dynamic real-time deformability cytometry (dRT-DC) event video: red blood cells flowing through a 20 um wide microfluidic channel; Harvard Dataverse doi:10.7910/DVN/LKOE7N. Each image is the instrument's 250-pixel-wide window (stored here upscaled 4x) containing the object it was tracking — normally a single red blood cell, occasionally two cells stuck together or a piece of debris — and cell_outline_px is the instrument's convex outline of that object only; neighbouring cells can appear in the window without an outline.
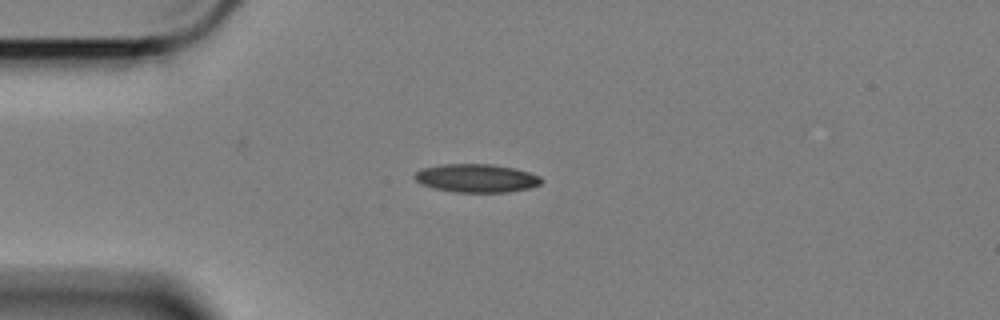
{"species": "Egyptian fruit bat (a non-hibernating species)", "species_latin": "Rousettus aegyptiacus", "temperature_condition": "cold", "stored_images_in_passage": 45, "camera_frame_rate_fps": 3000, "um_per_image_px": 0.085, "animal": {"sex": "female"}, "frame": {"image": 1, "passage_image": 1, "time_ms": 0.0, "image_size_px": [1000, 320], "cell_outline_px": [[544, 180], [540, 184], [528, 188], [504, 192], [456, 192], [436, 188], [420, 184], [412, 176], [416, 172], [424, 168], [444, 164], [492, 164], [516, 168], [540, 176]], "centroid_in_image_um": [40.51, 15.14], "position_along_channel_um": 44.5, "area_um2": 20.81}}
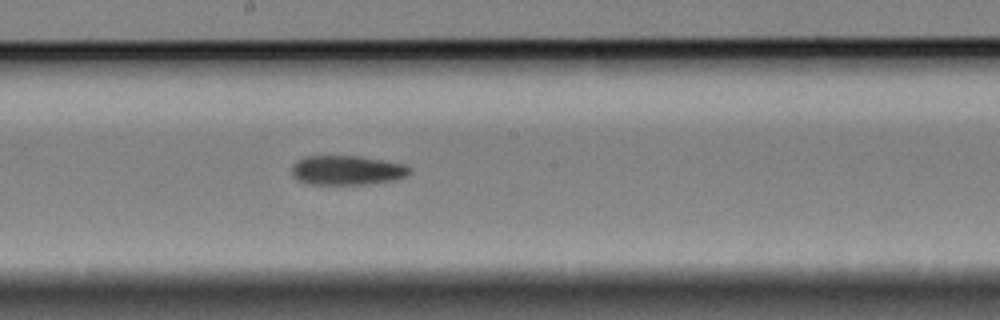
{"frame": {"image": 2, "passage_image": 18, "time_ms": 5.667, "image_size_px": [1000, 320], "cell_outline_px": [[412, 172], [396, 180], [368, 184], [304, 184], [296, 180], [292, 176], [292, 164], [296, 160], [304, 156], [360, 156], [404, 164]], "centroid_in_image_um": [29.43, 14.47], "position_along_channel_um": 218.8, "area_um2": 20.4}}
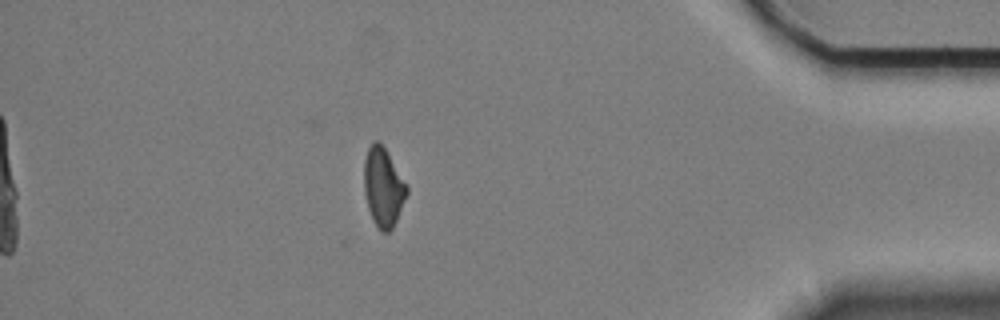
{"frame": {"image": 3, "passage_image": 38, "time_ms": 12.333, "image_size_px": [1000, 320], "cell_outline_px": [[408, 192], [396, 220], [392, 228], [388, 232], [380, 232], [372, 220], [368, 208], [364, 192], [364, 160], [368, 148], [372, 140], [380, 140], [408, 188]], "centroid_in_image_um": [32.54, 15.9], "position_along_channel_um": 402.7, "area_um2": 19.54}, "authors_computed_cell_mechanics": {"area_um2": 20.23, "velocity_mm_per_s": 3.3735, "shape_relaxation_time_tau1_ms": null, "shape_relaxation_time_tau2_ms": 6.816, "deformation_change_tau1": null, "deformation_change_tau2": 0.1582}}